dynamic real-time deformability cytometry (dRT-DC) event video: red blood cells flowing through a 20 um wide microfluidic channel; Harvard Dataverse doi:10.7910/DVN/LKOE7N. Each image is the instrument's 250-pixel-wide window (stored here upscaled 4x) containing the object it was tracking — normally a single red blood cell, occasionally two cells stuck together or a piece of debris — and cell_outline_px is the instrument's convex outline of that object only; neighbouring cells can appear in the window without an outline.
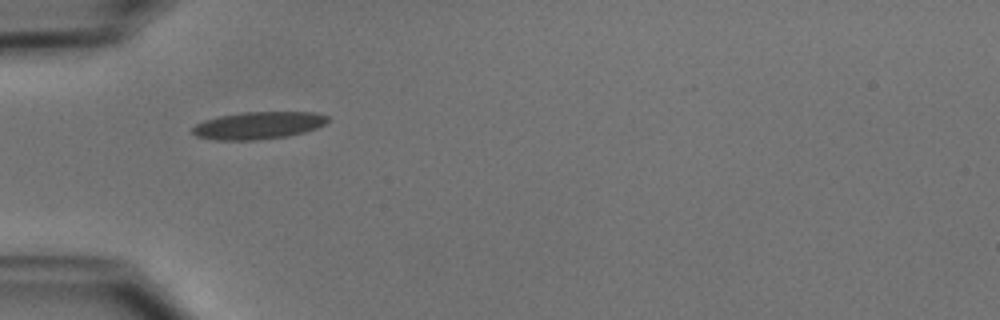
{"species": "common noctule bat (a hibernating species)", "species_latin": "Nyctalus noctula", "temperature_condition": "cold", "stored_images_in_passage": 34, "camera_frame_rate_fps": 3000, "um_per_image_px": 0.085, "animal": {"sex": "male", "body_mass_g": 15.6}, "frame": {"image": 1, "passage_image": 1, "time_ms": 0.0, "image_size_px": [1000, 320], "cell_outline_px": [[328, 120], [324, 124], [316, 128], [304, 132], [288, 136], [256, 140], [216, 140], [196, 136], [192, 132], [192, 128], [196, 124], [204, 120], [220, 116], [244, 112], [316, 112], [328, 116]], "centroid_in_image_um": [21.95, 10.66], "position_along_channel_um": 63.0, "area_um2": 21.5}}
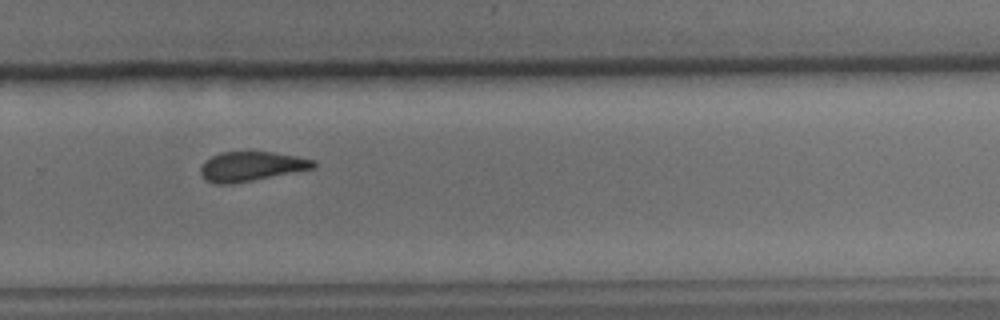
{"frame": {"image": 2, "passage_image": 20, "time_ms": 6.333, "image_size_px": [1000, 320], "cell_outline_px": [[316, 168], [232, 184], [216, 184], [204, 180], [200, 172], [200, 168], [204, 160], [220, 152], [272, 152], [296, 156], [316, 160]], "centroid_in_image_um": [21.34, 14.14], "position_along_channel_um": 308.5, "area_um2": 19.54}}
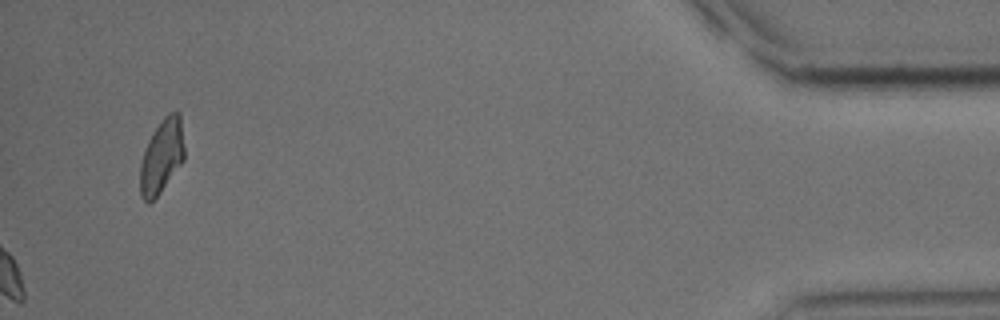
{"frame": {"image": 3, "passage_image": 34, "time_ms": 11.0, "image_size_px": [1000, 320], "cell_outline_px": [[184, 160], [160, 192], [148, 204], [140, 196], [140, 164], [148, 140], [152, 132], [164, 116], [168, 112], [180, 112], [184, 148]], "centroid_in_image_um": [13.74, 13.27], "position_along_channel_um": 421.5, "area_um2": 19.02}, "authors_computed_cell_mechanics": {"area_um2": 19.8543, "velocity_mm_per_s": 3.9102, "shape_relaxation_time_tau1_ms": 5.0351, "shape_relaxation_time_tau2_ms": 3.7339, "deformation_change_tau1": 0.1351, "deformation_change_tau2": 0.0972}}